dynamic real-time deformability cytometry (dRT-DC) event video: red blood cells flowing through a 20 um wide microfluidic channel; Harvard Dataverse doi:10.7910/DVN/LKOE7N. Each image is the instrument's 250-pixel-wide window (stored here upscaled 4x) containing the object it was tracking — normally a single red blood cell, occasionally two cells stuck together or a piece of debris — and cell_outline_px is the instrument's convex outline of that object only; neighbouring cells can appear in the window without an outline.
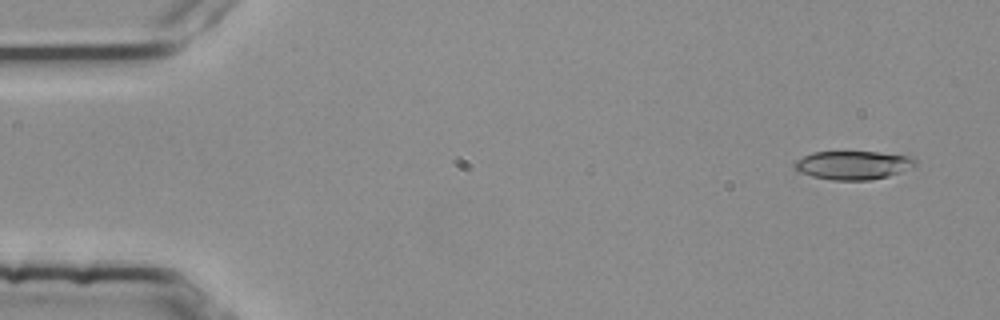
{"species": "common noctule bat (a hibernating species)", "species_latin": "Nyctalus noctula", "temperature_condition": "room temperature", "stored_images_in_passage": 5, "camera_frame_rate_fps": 3000, "um_per_image_px": 0.085, "animal": {"sex": "female", "body_mass_g": 25.1}, "frame": {"image": 1, "passage_image": 1, "time_ms": 0.0, "image_size_px": [1000, 320], "cell_outline_px": [[916, 164], [900, 172], [888, 176], [872, 180], [832, 180], [812, 176], [796, 172], [792, 168], [792, 164], [796, 160], [812, 152], [876, 152], [916, 156]], "centroid_in_image_um": [72.48, 14.03], "position_along_channel_um": 12.5, "area_um2": 20.35}}
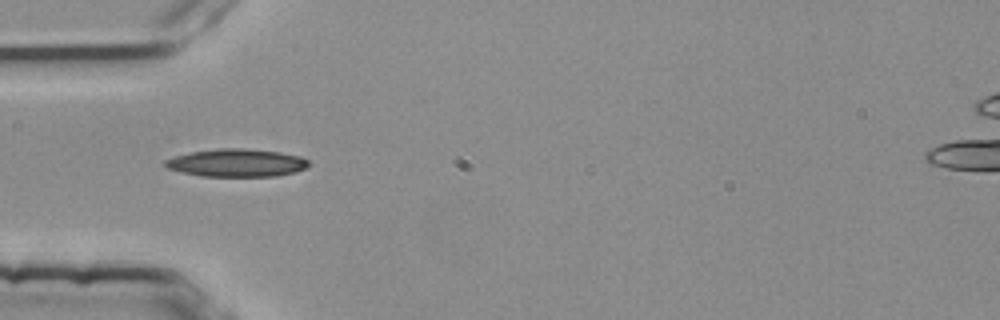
{"frame": {"image": 2, "passage_image": 4, "time_ms": 1.0, "image_size_px": [1000, 320], "cell_outline_px": [[308, 164], [304, 168], [296, 172], [276, 176], [204, 176], [184, 172], [168, 168], [164, 164], [164, 160], [172, 156], [192, 152], [220, 148], [244, 148], [280, 152], [300, 156], [308, 160]], "centroid_in_image_um": [20.11, 13.83], "position_along_channel_um": 64.9, "area_um2": 23.12}}